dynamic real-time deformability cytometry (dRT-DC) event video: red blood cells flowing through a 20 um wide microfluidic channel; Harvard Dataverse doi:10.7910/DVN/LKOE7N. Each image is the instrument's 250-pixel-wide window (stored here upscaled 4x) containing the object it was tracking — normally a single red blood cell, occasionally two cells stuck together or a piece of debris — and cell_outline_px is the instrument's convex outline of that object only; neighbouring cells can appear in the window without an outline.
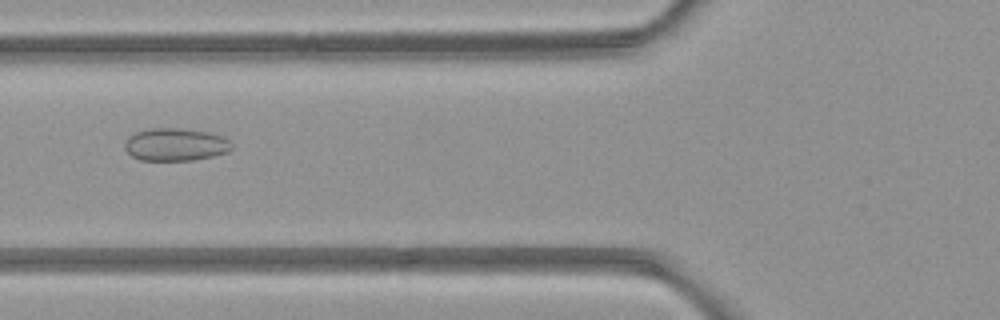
{"species": "common noctule bat (a hibernating species)", "species_latin": "Nyctalus noctula", "temperature_condition": "room temperature", "stored_images_in_passage": 6, "camera_frame_rate_fps": 3000, "um_per_image_px": 0.085, "animal": {"sex": "female", "body_mass_g": 21.9}, "frame": {"image": 1, "passage_image": 5, "time_ms": 5.667, "image_size_px": [1000, 320], "cell_outline_px": [[232, 148], [228, 152], [212, 156], [192, 160], [140, 160], [132, 156], [124, 148], [124, 144], [128, 136], [136, 132], [148, 128], [180, 128], [212, 132], [224, 136], [232, 144]], "centroid_in_image_um": [14.92, 12.27], "position_along_channel_um": 110.9, "area_um2": 20.58}}
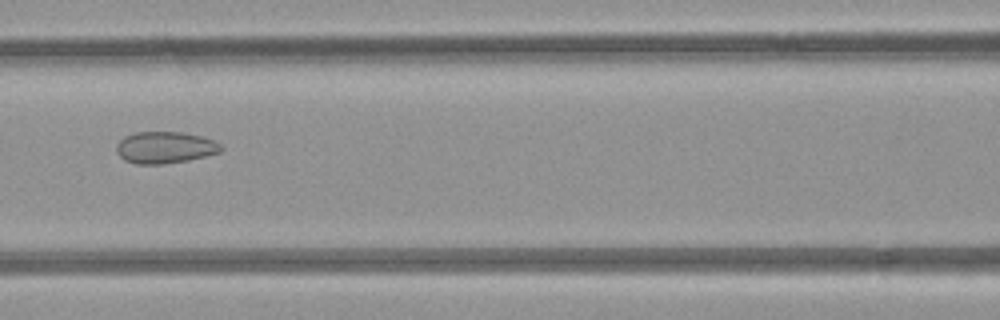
{"frame": {"image": 2, "passage_image": 6, "time_ms": 6.667, "image_size_px": [1000, 320], "cell_outline_px": [[224, 148], [220, 152], [188, 160], [160, 164], [136, 164], [124, 160], [116, 152], [116, 144], [124, 136], [136, 132], [184, 132], [200, 136], [212, 140], [220, 144]], "centroid_in_image_um": [13.99, 12.53], "position_along_channel_um": 152.6, "area_um2": 19.31}}